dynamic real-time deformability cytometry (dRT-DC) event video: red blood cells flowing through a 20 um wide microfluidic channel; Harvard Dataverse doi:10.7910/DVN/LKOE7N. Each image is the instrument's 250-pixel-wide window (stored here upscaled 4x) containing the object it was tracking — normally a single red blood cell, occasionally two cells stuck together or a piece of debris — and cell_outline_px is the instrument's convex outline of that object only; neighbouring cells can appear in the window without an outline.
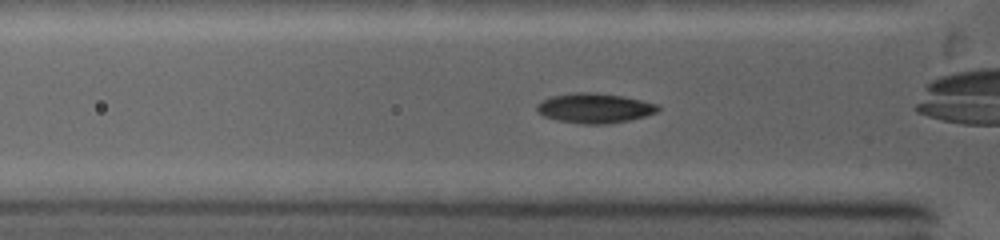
{"species": "common noctule bat (a hibernating species)", "species_latin": "Nyctalus noctula", "temperature_condition": "warm", "stored_images_in_passage": 55, "camera_frame_rate_fps": 5000, "um_per_image_px": 0.085, "animal": {"sex": "female", "body_mass_g": 19.0, "forearm_length_mm": 53.3}, "frame": {"image": 1, "passage_image": 11, "time_ms": 2.0, "image_size_px": [1000, 240], "cell_outline_px": [[660, 108], [656, 112], [644, 116], [628, 120], [608, 124], [584, 124], [556, 120], [544, 116], [536, 112], [536, 104], [552, 96], [572, 92], [592, 92], [624, 96], [656, 104]], "centroid_in_image_um": [50.49, 9.19], "position_along_channel_um": 75.3, "area_um2": 20.98}}
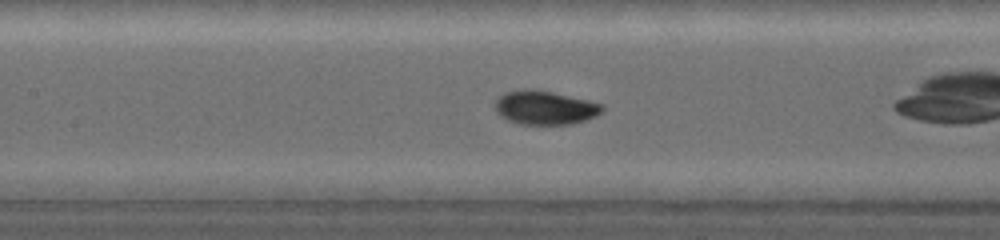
{"frame": {"image": 2, "passage_image": 21, "time_ms": 4.0, "image_size_px": [1000, 240], "cell_outline_px": [[604, 112], [588, 120], [572, 124], [520, 124], [508, 120], [500, 116], [496, 112], [496, 100], [504, 92], [552, 92], [588, 100], [604, 104]], "centroid_in_image_um": [46.41, 9.2], "position_along_channel_um": 161.0, "area_um2": 20.58}}
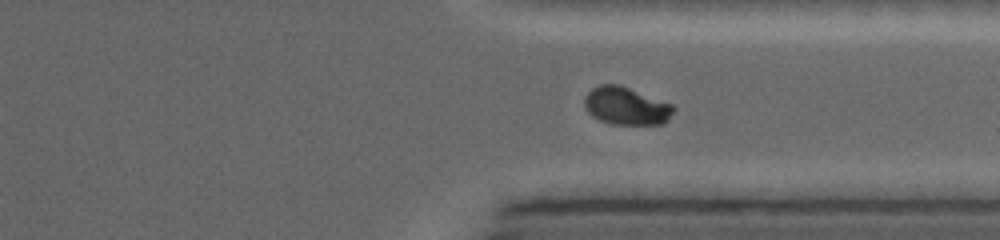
{"frame": {"image": 3, "passage_image": 43, "time_ms": 8.6, "image_size_px": [1000, 240], "cell_outline_px": [[676, 108], [668, 120], [664, 124], [612, 124], [600, 120], [592, 116], [588, 112], [584, 104], [584, 96], [592, 88], [600, 84], [620, 84], [672, 104]], "centroid_in_image_um": [53.23, 9.0], "position_along_channel_um": 358.2, "area_um2": 19.71}, "authors_computed_cell_mechanics": {"area_um2": 20.23, "velocity_mm_per_s": 4.2853, "shape_relaxation_time_tau1_ms": 4.0624, "shape_relaxation_time_tau2_ms": null, "deformation_change_tau1": 0.1977, "deformation_change_tau2": null}}